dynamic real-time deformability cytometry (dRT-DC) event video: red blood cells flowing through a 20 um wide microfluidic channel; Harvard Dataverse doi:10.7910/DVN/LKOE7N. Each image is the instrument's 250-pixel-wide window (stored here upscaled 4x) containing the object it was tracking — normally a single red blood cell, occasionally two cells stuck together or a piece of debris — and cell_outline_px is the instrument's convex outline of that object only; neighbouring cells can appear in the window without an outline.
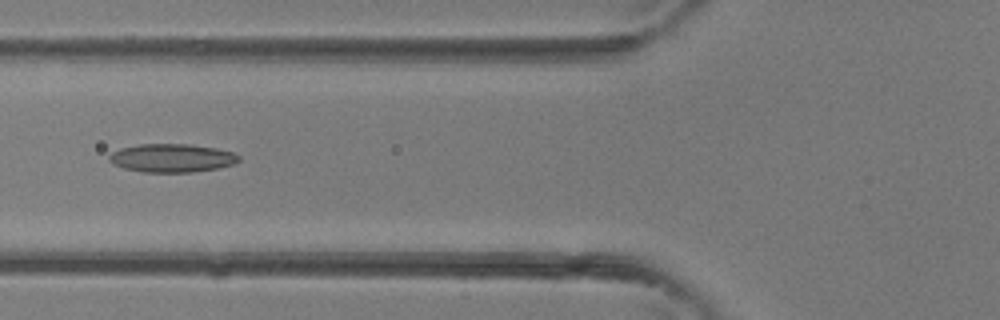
{"species": "common noctule bat (a hibernating species)", "species_latin": "Nyctalus noctula", "temperature_condition": "room temperature", "stored_images_in_passage": 4, "camera_frame_rate_fps": 3000, "um_per_image_px": 0.085, "animal": {"sex": "female"}, "frame": {"image": 1, "passage_image": 4, "time_ms": 1.0, "image_size_px": [1000, 320], "cell_outline_px": [[240, 160], [232, 164], [216, 168], [192, 172], [144, 172], [124, 168], [112, 164], [108, 160], [108, 156], [112, 152], [120, 148], [140, 144], [192, 144], [216, 148], [232, 152], [240, 156]], "centroid_in_image_um": [14.58, 13.42], "position_along_channel_um": 111.2, "area_um2": 21.44}}